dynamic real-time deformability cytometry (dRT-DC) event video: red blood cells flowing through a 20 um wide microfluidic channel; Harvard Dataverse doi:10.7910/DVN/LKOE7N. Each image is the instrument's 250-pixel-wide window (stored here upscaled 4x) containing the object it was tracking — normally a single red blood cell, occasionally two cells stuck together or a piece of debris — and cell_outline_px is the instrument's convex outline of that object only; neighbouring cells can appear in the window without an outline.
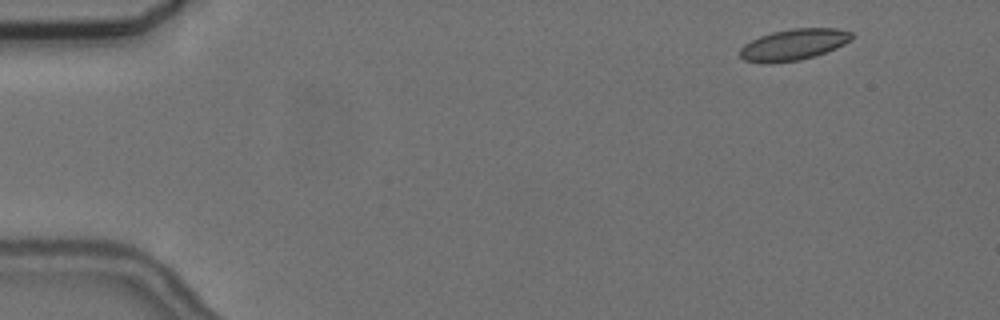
{"species": "common noctule bat (a hibernating species)", "species_latin": "Nyctalus noctula", "temperature_condition": "cold", "stored_images_in_passage": 5, "camera_frame_rate_fps": 3000, "um_per_image_px": 0.085, "animal": {"sex": "female", "body_mass_g": 24.6, "forearm_length_mm": 56.2}, "frame": {"image": 1, "passage_image": 1, "time_ms": 0.0, "image_size_px": [1000, 320], "cell_outline_px": [[852, 40], [836, 48], [816, 56], [800, 60], [772, 64], [764, 64], [744, 60], [740, 56], [740, 48], [744, 44], [760, 36], [772, 32], [792, 28], [836, 28], [852, 32]], "centroid_in_image_um": [67.45, 3.8], "position_along_channel_um": 17.5, "area_um2": 20.58}}
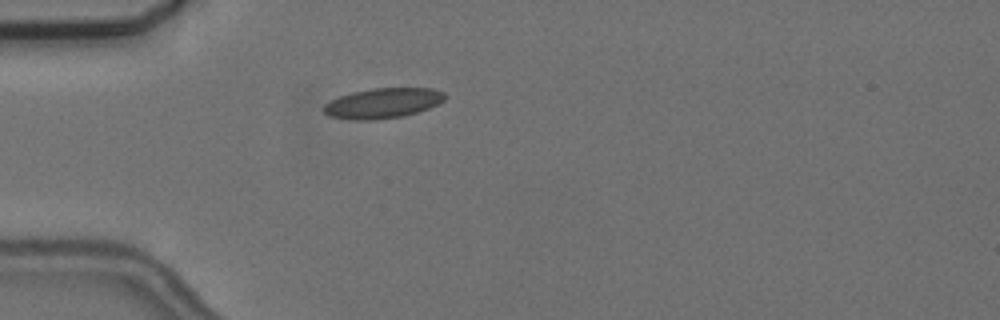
{"frame": {"image": 2, "passage_image": 4, "time_ms": 3.667, "image_size_px": [1000, 320], "cell_outline_px": [[444, 100], [428, 108], [404, 116], [376, 120], [352, 120], [328, 116], [320, 108], [324, 104], [340, 96], [352, 92], [372, 88], [432, 88], [444, 92]], "centroid_in_image_um": [32.49, 8.77], "position_along_channel_um": 52.5, "area_um2": 21.33}}